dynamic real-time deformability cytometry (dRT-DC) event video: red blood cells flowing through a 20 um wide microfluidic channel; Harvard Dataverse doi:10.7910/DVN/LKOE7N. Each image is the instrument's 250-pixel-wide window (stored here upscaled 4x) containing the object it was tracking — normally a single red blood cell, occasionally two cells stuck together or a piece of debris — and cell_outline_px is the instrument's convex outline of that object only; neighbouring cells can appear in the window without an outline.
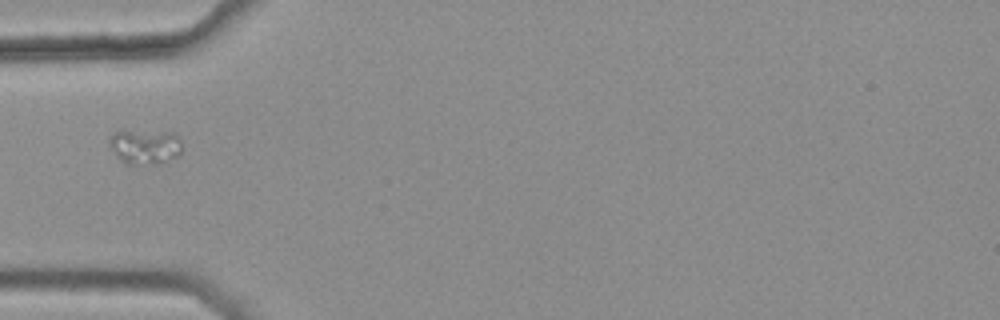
{"species": "common noctule bat (a hibernating species)", "species_latin": "Nyctalus noctula", "temperature_condition": "warm", "stored_images_in_passage": 32, "camera_frame_rate_fps": 3000, "um_per_image_px": 0.085, "animal": {"sex": "female", "body_mass_g": 25.1}, "frame": {"image": 1, "passage_image": 1, "time_ms": 0.0, "image_size_px": [1000, 320], "cell_outline_px": [[180, 152], [176, 156], [160, 164], [124, 164], [108, 148], [108, 140], [112, 132], [176, 132], [180, 140]], "centroid_in_image_um": [12.28, 12.49], "position_along_channel_um": 72.7, "area_um2": 14.74}}